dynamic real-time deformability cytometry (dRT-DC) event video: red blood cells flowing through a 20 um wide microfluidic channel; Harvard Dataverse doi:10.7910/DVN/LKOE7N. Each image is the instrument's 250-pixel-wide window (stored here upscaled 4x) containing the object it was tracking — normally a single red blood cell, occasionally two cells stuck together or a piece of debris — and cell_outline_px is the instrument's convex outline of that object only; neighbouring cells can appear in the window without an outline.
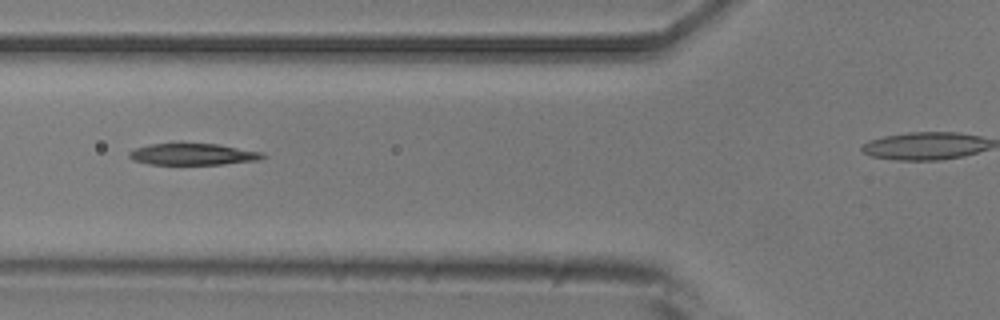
{"species": "common noctule bat (a hibernating species)", "species_latin": "Nyctalus noctula", "temperature_condition": "room temperature", "stored_images_in_passage": 10, "camera_frame_rate_fps": 3000, "um_per_image_px": 0.085, "animal": {"sex": "male", "body_mass_g": 20.5, "forearm_length_mm": 52.5}, "frame": {"image": 1, "passage_image": 5, "time_ms": 5.667, "image_size_px": [1000, 320], "cell_outline_px": [[268, 156], [260, 160], [220, 164], [148, 164], [132, 160], [128, 156], [128, 152], [136, 148], [148, 144], [216, 144], [264, 152]], "centroid_in_image_um": [16.42, 13.11], "position_along_channel_um": 109.4, "area_um2": 16.7}}
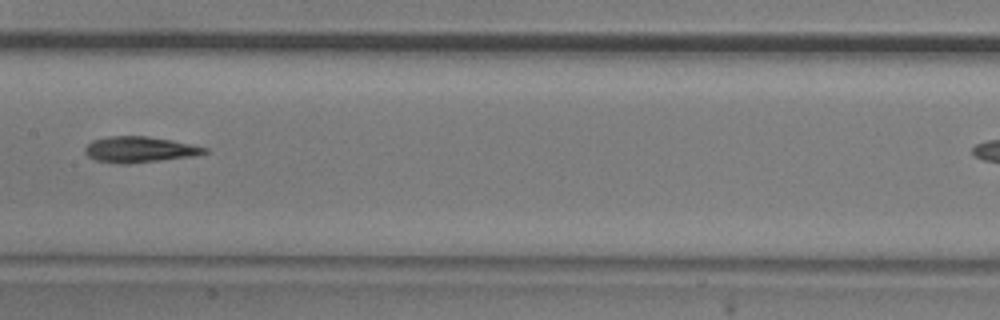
{"frame": {"image": 2, "passage_image": 7, "time_ms": 8.0, "image_size_px": [1000, 320], "cell_outline_px": [[208, 152], [196, 156], [128, 164], [120, 164], [96, 160], [88, 156], [84, 152], [84, 148], [92, 140], [108, 136], [148, 136], [172, 140], [192, 144], [208, 148]], "centroid_in_image_um": [11.87, 12.71], "position_along_channel_um": 195.5, "area_um2": 18.21}}
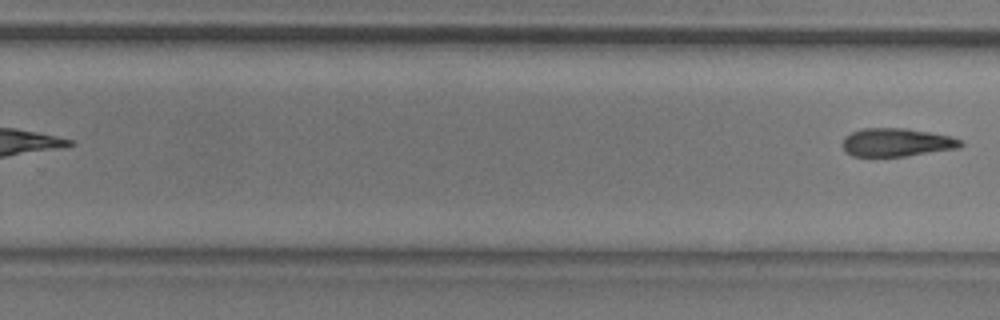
{"frame": {"image": 3, "passage_image": 10, "time_ms": 11.667, "image_size_px": [1000, 320], "cell_outline_px": [[964, 144], [960, 148], [908, 156], [852, 156], [844, 152], [844, 136], [852, 132], [864, 128], [904, 128], [952, 136], [964, 140]], "centroid_in_image_um": [76.27, 12.11], "position_along_channel_um": 253.5, "area_um2": 19.59}}